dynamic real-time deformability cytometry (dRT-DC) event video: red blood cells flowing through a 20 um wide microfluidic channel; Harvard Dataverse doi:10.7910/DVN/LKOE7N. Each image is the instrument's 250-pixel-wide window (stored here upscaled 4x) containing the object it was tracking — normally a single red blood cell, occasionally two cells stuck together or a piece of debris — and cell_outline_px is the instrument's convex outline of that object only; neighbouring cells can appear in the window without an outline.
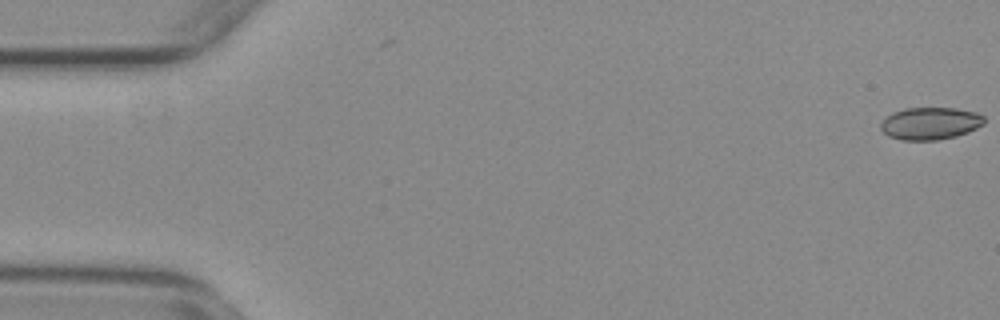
{"species": "common noctule bat (a hibernating species)", "species_latin": "Nyctalus noctula", "temperature_condition": "warm", "stored_images_in_passage": 56, "camera_frame_rate_fps": 3000, "um_per_image_px": 0.085, "animal": {"sex": "female", "body_mass_g": 29.2, "forearm_length_mm": 56.3}, "frame": {"image": 1, "passage_image": 1, "time_ms": 0.0, "image_size_px": [1000, 320], "cell_outline_px": [[984, 124], [968, 132], [956, 136], [936, 140], [900, 140], [888, 136], [880, 128], [880, 124], [892, 112], [904, 108], [956, 108], [976, 112], [984, 116]], "centroid_in_image_um": [79.07, 10.49], "position_along_channel_um": 5.9, "area_um2": 19.54}}
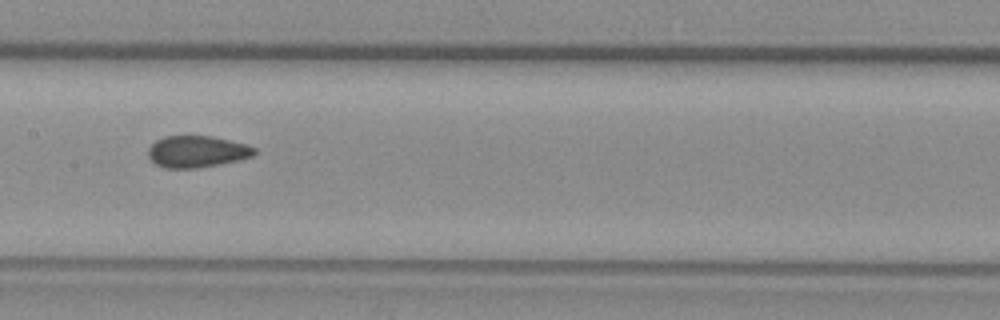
{"frame": {"image": 2, "passage_image": 28, "time_ms": 9.0, "image_size_px": [1000, 320], "cell_outline_px": [[256, 152], [252, 156], [240, 160], [220, 164], [196, 168], [164, 168], [156, 164], [148, 156], [148, 148], [156, 140], [164, 136], [212, 136], [248, 144], [256, 148]], "centroid_in_image_um": [16.76, 12.88], "position_along_channel_um": 190.6, "area_um2": 19.71}}
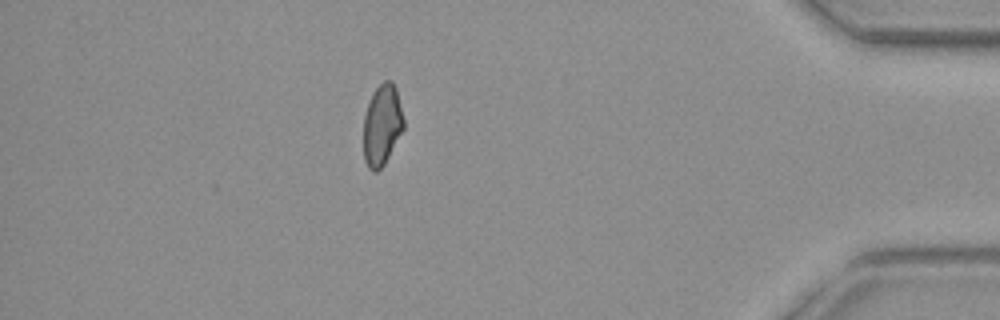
{"frame": {"image": 3, "passage_image": 49, "time_ms": 16.0, "image_size_px": [1000, 320], "cell_outline_px": [[404, 128], [384, 164], [376, 172], [372, 172], [368, 168], [364, 160], [364, 116], [372, 92], [384, 80], [392, 80], [396, 88], [404, 120]], "centroid_in_image_um": [32.47, 10.62], "position_along_channel_um": 402.7, "area_um2": 18.9}, "authors_computed_cell_mechanics": {"area_um2": 19.8254, "velocity_mm_per_s": 3.7333, "shape_relaxation_time_tau1_ms": null, "shape_relaxation_time_tau2_ms": 1.7139, "deformation_change_tau1": null, "deformation_change_tau2": 0.0713}}